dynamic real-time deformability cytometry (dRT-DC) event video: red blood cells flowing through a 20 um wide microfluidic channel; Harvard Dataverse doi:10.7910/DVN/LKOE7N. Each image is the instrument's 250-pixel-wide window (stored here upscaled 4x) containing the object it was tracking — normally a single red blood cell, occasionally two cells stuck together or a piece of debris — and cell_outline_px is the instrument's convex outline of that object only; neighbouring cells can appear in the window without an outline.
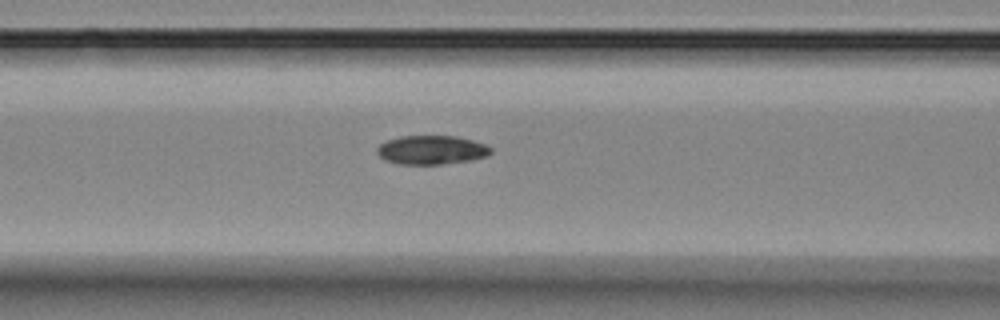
{"species": "Egyptian fruit bat (a non-hibernating species)", "species_latin": "Rousettus aegyptiacus", "temperature_condition": "room temperature", "stored_images_in_passage": 5, "camera_frame_rate_fps": 3000, "um_per_image_px": 0.085, "animal": {"sex": "female"}, "frame": {"image": 1, "passage_image": 5, "time_ms": 6.333, "image_size_px": [1000, 320], "cell_outline_px": [[492, 152], [488, 156], [468, 160], [440, 164], [396, 164], [384, 160], [376, 152], [376, 148], [380, 144], [388, 140], [400, 136], [456, 136], [472, 140], [484, 144], [492, 148]], "centroid_in_image_um": [36.65, 12.74], "position_along_channel_um": 129.9, "area_um2": 19.13}}